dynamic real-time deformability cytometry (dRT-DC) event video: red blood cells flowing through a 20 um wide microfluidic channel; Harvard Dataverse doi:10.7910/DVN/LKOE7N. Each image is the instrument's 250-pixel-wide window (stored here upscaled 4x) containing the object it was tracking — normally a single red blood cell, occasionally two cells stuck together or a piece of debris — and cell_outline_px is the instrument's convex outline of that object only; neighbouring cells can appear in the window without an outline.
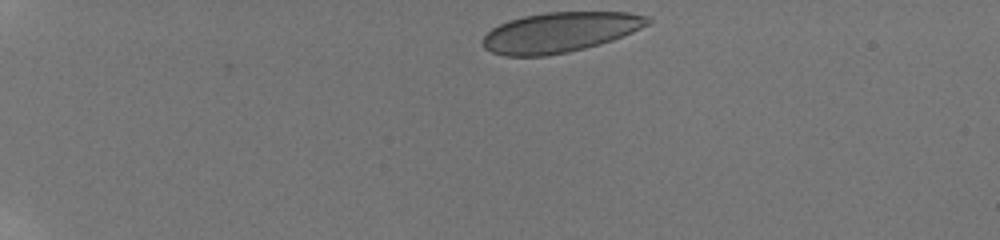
{"species": "human", "species_latin": "Homo sapiens", "temperature_condition": "room temperature", "stored_images_in_passage": 10, "camera_frame_rate_fps": 3000, "um_per_image_px": 0.085, "donor": {"sex": "male"}, "frame": {"image": 1, "passage_image": 1, "time_ms": 0.0, "image_size_px": [1000, 240], "cell_outline_px": [[652, 20], [648, 24], [632, 32], [612, 40], [600, 44], [568, 52], [544, 56], [504, 56], [492, 52], [484, 48], [480, 44], [480, 40], [492, 28], [508, 20], [524, 16], [548, 12], [628, 12], [648, 16]], "centroid_in_image_um": [47.56, 2.74], "position_along_channel_um": 37.4, "area_um2": 38.55}}
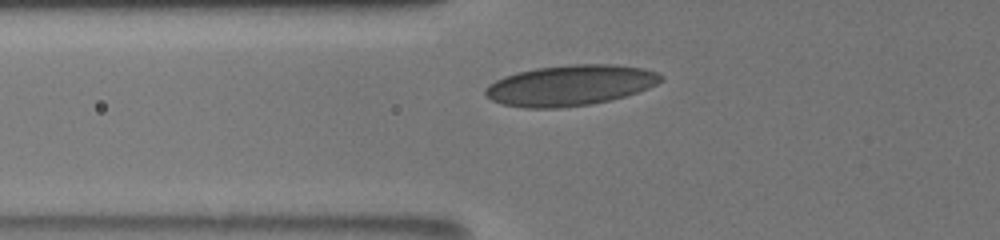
{"frame": {"image": 2, "passage_image": 7, "time_ms": 3.333, "image_size_px": [1000, 240], "cell_outline_px": [[664, 80], [648, 88], [624, 96], [592, 104], [560, 108], [524, 108], [500, 104], [484, 96], [484, 88], [488, 84], [504, 76], [516, 72], [536, 68], [568, 64], [612, 64], [644, 68], [656, 72], [664, 76]], "centroid_in_image_um": [48.43, 7.25], "position_along_channel_um": 77.4, "area_um2": 41.85}}
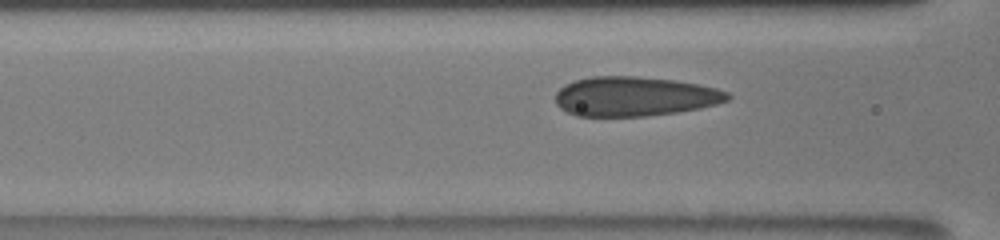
{"frame": {"image": 3, "passage_image": 9, "time_ms": 4.333, "image_size_px": [1000, 240], "cell_outline_px": [[732, 96], [728, 100], [716, 104], [700, 108], [676, 112], [648, 116], [576, 116], [560, 108], [556, 104], [556, 92], [564, 84], [576, 80], [592, 76], [636, 76], [672, 80], [700, 84], [716, 88], [728, 92]], "centroid_in_image_um": [53.94, 8.19], "position_along_channel_um": 112.7, "area_um2": 39.71}}